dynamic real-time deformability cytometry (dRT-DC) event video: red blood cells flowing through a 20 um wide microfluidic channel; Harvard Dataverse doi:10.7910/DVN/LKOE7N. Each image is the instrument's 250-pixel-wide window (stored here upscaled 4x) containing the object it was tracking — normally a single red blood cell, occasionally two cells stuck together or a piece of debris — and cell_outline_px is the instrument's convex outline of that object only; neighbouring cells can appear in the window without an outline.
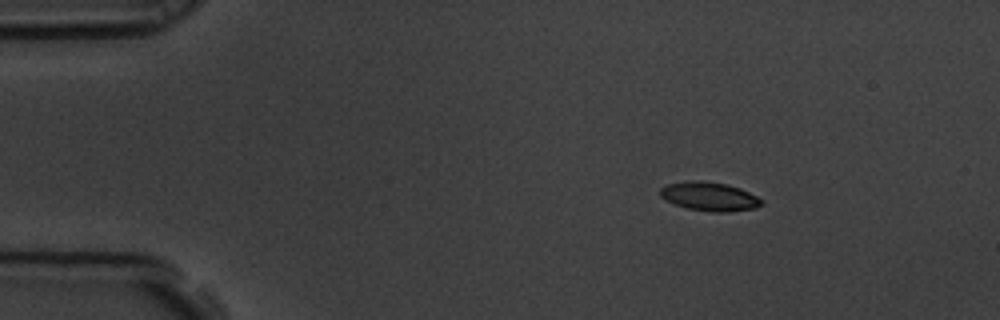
{"species": "common noctule bat (a hibernating species)", "species_latin": "Nyctalus noctula", "temperature_condition": "room temperature", "stored_images_in_passage": 9, "camera_frame_rate_fps": 3000, "um_per_image_px": 0.085, "animal": {"sex": "male", "body_mass_g": 19.5, "forearm_length_mm": 54.6}, "frame": {"image": 1, "passage_image": 1, "time_ms": 0.0, "image_size_px": [1000, 320], "cell_outline_px": [[764, 204], [756, 208], [728, 212], [712, 212], [688, 208], [664, 200], [660, 196], [660, 188], [668, 184], [696, 180], [728, 184], [740, 188], [764, 200]], "centroid_in_image_um": [60.33, 16.71], "position_along_channel_um": 24.7, "area_um2": 16.99}}
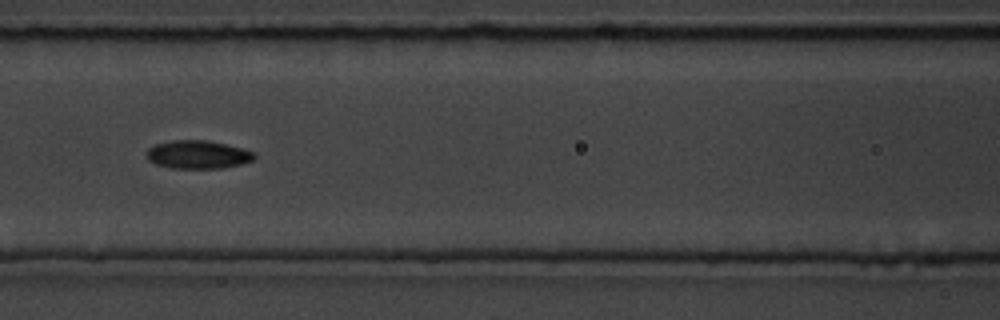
{"frame": {"image": 2, "passage_image": 6, "time_ms": 1.667, "image_size_px": [1000, 320], "cell_outline_px": [[256, 156], [252, 160], [240, 164], [220, 168], [172, 168], [156, 164], [148, 160], [148, 148], [156, 144], [172, 140], [208, 140], [240, 148], [252, 152]], "centroid_in_image_um": [16.79, 13.13], "position_along_channel_um": 149.8, "area_um2": 17.4}}
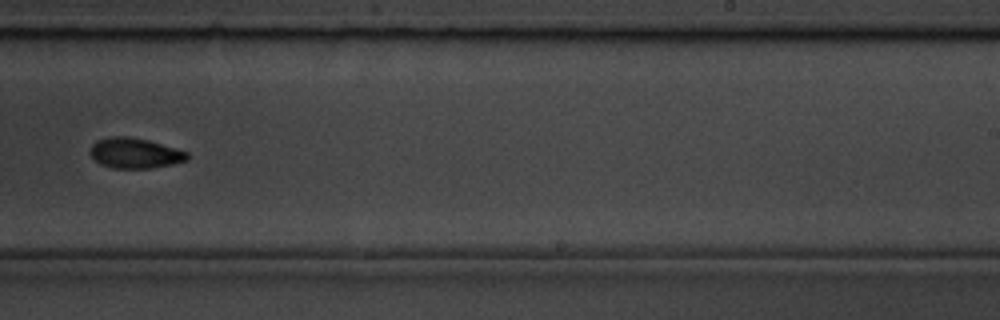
{"frame": {"image": 3, "passage_image": 9, "time_ms": 2.667, "image_size_px": [1000, 320], "cell_outline_px": [[188, 160], [172, 164], [152, 168], [112, 168], [100, 164], [88, 152], [92, 144], [96, 140], [108, 136], [128, 136], [148, 140], [176, 148], [188, 152]], "centroid_in_image_um": [11.44, 13.01], "position_along_channel_um": 277.6, "area_um2": 17.28}}